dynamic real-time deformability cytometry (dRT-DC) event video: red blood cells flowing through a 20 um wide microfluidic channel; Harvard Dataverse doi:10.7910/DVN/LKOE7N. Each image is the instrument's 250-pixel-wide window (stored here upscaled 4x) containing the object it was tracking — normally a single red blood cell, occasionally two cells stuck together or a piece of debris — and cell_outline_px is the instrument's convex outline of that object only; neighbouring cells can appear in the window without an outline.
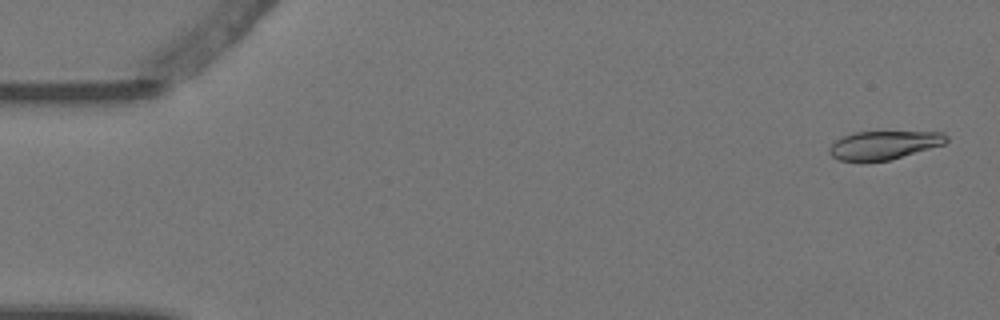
{"species": "Egyptian fruit bat (a non-hibernating species)", "species_latin": "Rousettus aegyptiacus", "temperature_condition": "warm", "stored_images_in_passage": 5, "camera_frame_rate_fps": 3000, "um_per_image_px": 0.085, "animal": {"sex": "female"}, "frame": {"image": 1, "passage_image": 1, "time_ms": 0.0, "image_size_px": [1000, 320], "cell_outline_px": [[948, 140], [944, 144], [888, 160], [840, 160], [832, 156], [828, 152], [828, 148], [836, 140], [852, 132], [944, 132], [948, 136]], "centroid_in_image_um": [75.13, 12.31], "position_along_channel_um": 9.9, "area_um2": 19.02}}
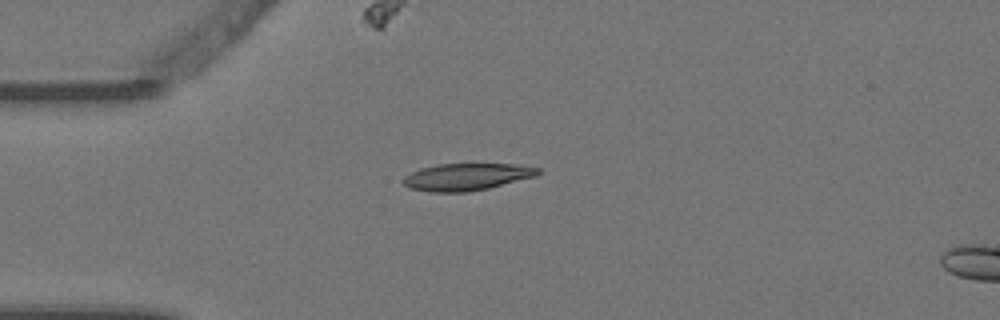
{"frame": {"image": 2, "passage_image": 4, "time_ms": 1.0, "image_size_px": [1000, 320], "cell_outline_px": [[540, 172], [536, 176], [488, 188], [468, 192], [428, 192], [408, 188], [400, 180], [404, 176], [420, 168], [440, 164], [512, 164], [540, 168]], "centroid_in_image_um": [39.62, 15.04], "position_along_channel_um": 45.4, "area_um2": 21.27}}